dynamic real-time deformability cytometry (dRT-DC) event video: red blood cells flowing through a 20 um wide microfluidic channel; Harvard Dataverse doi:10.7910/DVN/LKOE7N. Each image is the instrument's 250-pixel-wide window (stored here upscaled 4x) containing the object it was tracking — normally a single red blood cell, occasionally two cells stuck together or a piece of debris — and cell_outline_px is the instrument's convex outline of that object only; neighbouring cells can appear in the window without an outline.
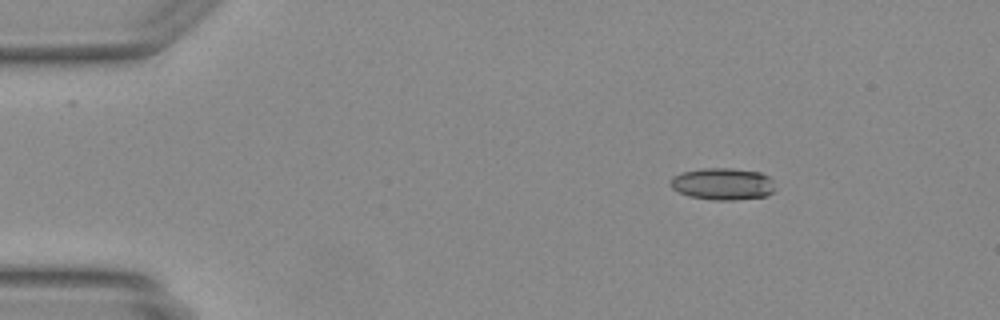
{"species": "Egyptian fruit bat (a non-hibernating species)", "species_latin": "Rousettus aegyptiacus", "temperature_condition": "warm", "stored_images_in_passage": 8, "camera_frame_rate_fps": 3000, "um_per_image_px": 0.085, "animal": {"sex": "female"}, "frame": {"image": 1, "passage_image": 1, "time_ms": 0.0, "image_size_px": [1000, 320], "cell_outline_px": [[776, 188], [772, 192], [764, 196], [732, 200], [712, 200], [688, 196], [672, 188], [668, 184], [672, 176], [684, 172], [704, 168], [732, 168], [760, 172], [768, 176], [772, 180]], "centroid_in_image_um": [61.42, 15.63], "position_along_channel_um": 23.6, "area_um2": 19.54}}